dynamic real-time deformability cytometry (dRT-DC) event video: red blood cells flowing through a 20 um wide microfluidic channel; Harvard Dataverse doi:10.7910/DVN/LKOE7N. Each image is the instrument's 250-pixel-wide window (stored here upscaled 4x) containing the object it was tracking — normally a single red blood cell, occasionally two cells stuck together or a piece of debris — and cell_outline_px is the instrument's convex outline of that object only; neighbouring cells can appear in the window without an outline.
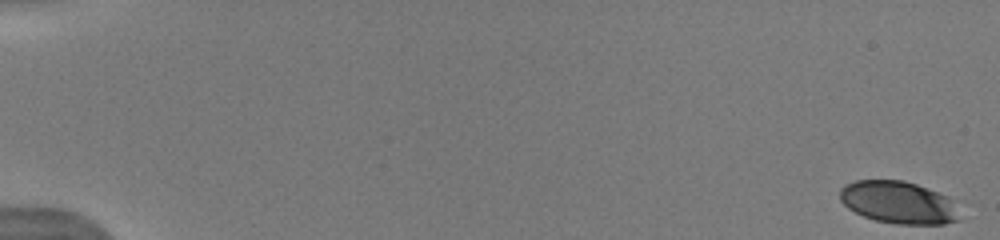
{"species": "human", "species_latin": "Homo sapiens", "temperature_condition": "warm", "stored_images_in_passage": 16, "camera_frame_rate_fps": 3000, "um_per_image_px": 0.085, "donor": {"sex": "male"}, "frame": {"image": 1, "passage_image": 1, "time_ms": 0.0, "image_size_px": [1000, 240], "cell_outline_px": [[964, 220], [944, 224], [896, 224], [876, 220], [864, 216], [848, 208], [840, 200], [840, 188], [844, 184], [856, 180], [904, 180], [928, 188], [948, 196]], "centroid_in_image_um": [76.39, 17.21], "position_along_channel_um": 8.6, "area_um2": 29.77}}
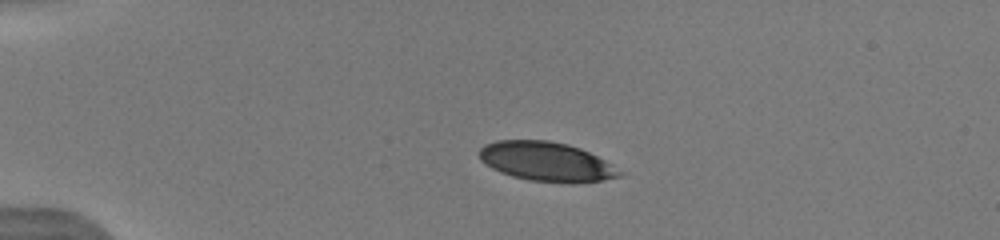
{"frame": {"image": 2, "passage_image": 10, "time_ms": 4.0, "image_size_px": [1000, 240], "cell_outline_px": [[628, 172], [620, 176], [604, 180], [572, 184], [528, 180], [512, 176], [500, 172], [484, 164], [480, 160], [476, 152], [484, 144], [496, 140], [548, 140], [568, 144], [580, 148]], "centroid_in_image_um": [46.45, 13.74], "position_along_channel_um": 38.6, "area_um2": 32.71}}